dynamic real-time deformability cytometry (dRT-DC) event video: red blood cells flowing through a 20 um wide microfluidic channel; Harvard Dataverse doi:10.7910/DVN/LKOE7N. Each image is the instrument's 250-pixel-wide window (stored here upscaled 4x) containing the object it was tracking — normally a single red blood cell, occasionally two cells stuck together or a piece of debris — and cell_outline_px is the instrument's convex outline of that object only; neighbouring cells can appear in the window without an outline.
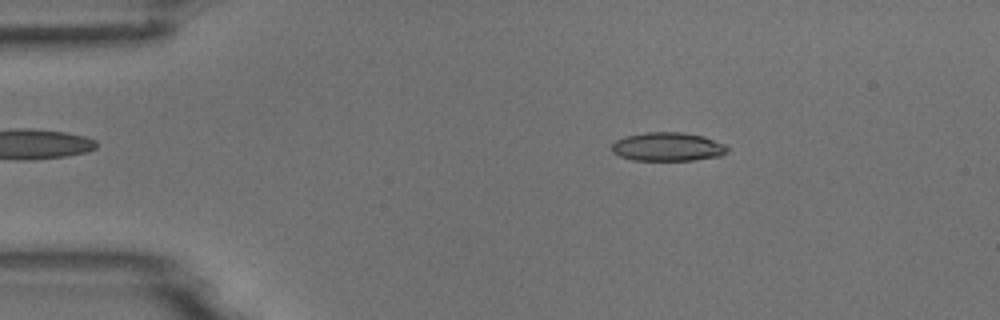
{"species": "common noctule bat (a hibernating species)", "species_latin": "Nyctalus noctula", "temperature_condition": "room temperature", "stored_images_in_passage": 9, "camera_frame_rate_fps": 3000, "um_per_image_px": 0.085, "animal": {"sex": "male", "body_mass_g": 18.8}, "frame": {"image": 1, "passage_image": 2, "time_ms": 0.333, "image_size_px": [1000, 320], "cell_outline_px": [[728, 152], [720, 156], [692, 160], [632, 160], [620, 156], [612, 152], [612, 144], [616, 140], [624, 136], [644, 132], [684, 132], [704, 136], [724, 144], [728, 148]], "centroid_in_image_um": [56.75, 12.47], "position_along_channel_um": 28.3, "area_um2": 19.42}}
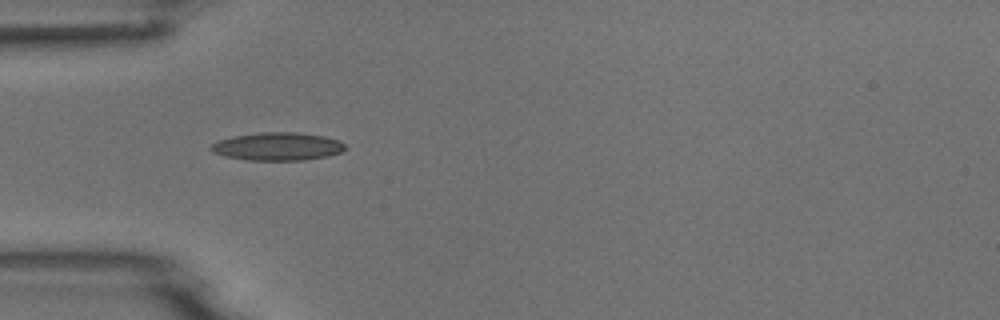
{"frame": {"image": 2, "passage_image": 4, "time_ms": 1.0, "image_size_px": [1000, 320], "cell_outline_px": [[348, 148], [340, 152], [328, 156], [304, 160], [248, 160], [224, 156], [212, 152], [208, 148], [212, 144], [220, 140], [232, 136], [260, 132], [296, 132], [324, 136], [340, 140]], "centroid_in_image_um": [23.6, 12.44], "position_along_channel_um": 61.4, "area_um2": 22.02}}
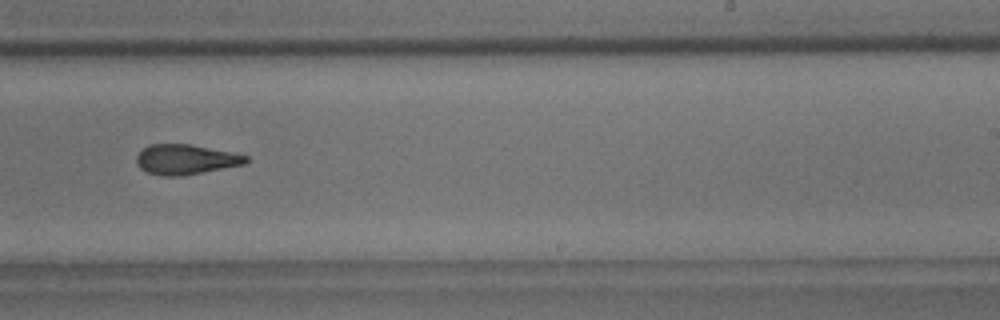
{"frame": {"image": 3, "passage_image": 9, "time_ms": 2.667, "image_size_px": [1000, 320], "cell_outline_px": [[248, 160], [244, 164], [180, 176], [160, 176], [148, 172], [140, 168], [136, 164], [136, 156], [148, 144], [188, 144], [232, 152], [248, 156]], "centroid_in_image_um": [15.74, 13.55], "position_along_channel_um": 273.3, "area_um2": 18.96}}